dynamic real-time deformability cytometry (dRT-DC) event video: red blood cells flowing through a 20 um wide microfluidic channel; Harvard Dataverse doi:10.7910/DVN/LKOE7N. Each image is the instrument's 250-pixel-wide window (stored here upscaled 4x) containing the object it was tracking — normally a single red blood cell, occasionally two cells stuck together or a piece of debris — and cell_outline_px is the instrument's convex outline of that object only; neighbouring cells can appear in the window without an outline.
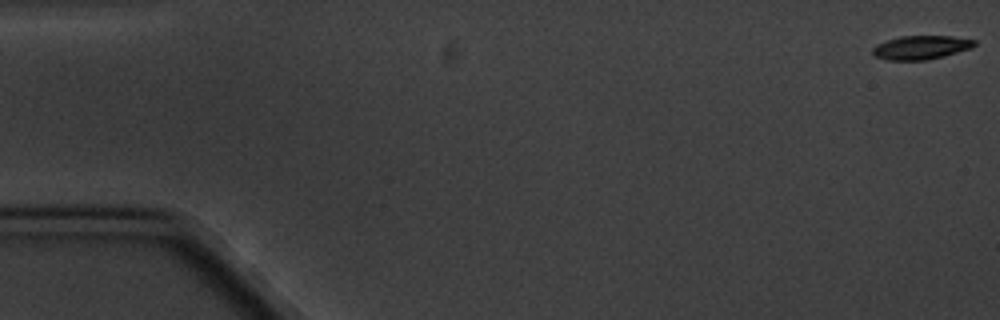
{"species": "common noctule bat (a hibernating species)", "species_latin": "Nyctalus noctula", "temperature_condition": "cold", "stored_images_in_passage": 9, "camera_frame_rate_fps": 3000, "um_per_image_px": 0.085, "animal": {"sex": "male", "body_mass_g": 20.1, "forearm_length_mm": 53.5}, "frame": {"image": 1, "passage_image": 1, "time_ms": 0.0, "image_size_px": [1000, 320], "cell_outline_px": [[976, 44], [972, 48], [944, 56], [928, 60], [888, 60], [876, 56], [872, 52], [872, 48], [876, 44], [900, 36], [952, 36], [976, 40]], "centroid_in_image_um": [78.3, 4.03], "position_along_channel_um": 6.7, "area_um2": 14.1}}
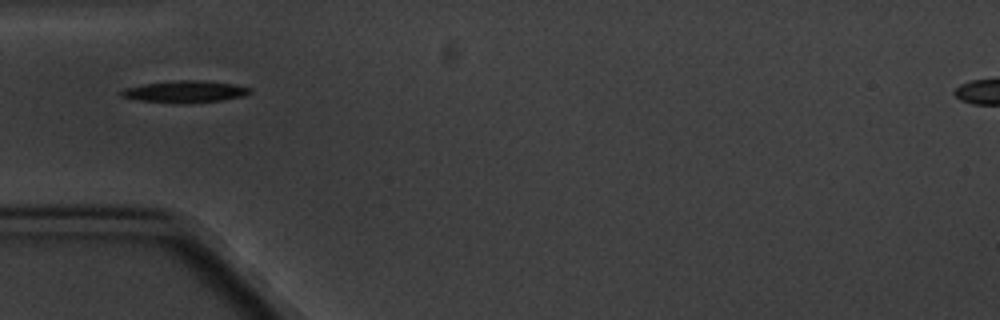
{"frame": {"image": 2, "passage_image": 6, "time_ms": 6.0, "image_size_px": [1000, 320], "cell_outline_px": [[252, 92], [244, 96], [224, 100], [188, 104], [172, 104], [136, 100], [120, 96], [120, 92], [124, 88], [144, 84], [172, 80], [196, 80], [232, 84], [252, 88]], "centroid_in_image_um": [15.7, 7.81], "position_along_channel_um": 69.3, "area_um2": 16.76}}